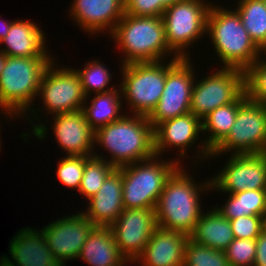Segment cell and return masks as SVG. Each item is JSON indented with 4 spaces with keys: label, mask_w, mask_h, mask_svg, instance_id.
I'll return each mask as SVG.
<instances>
[{
    "label": "cell",
    "mask_w": 266,
    "mask_h": 266,
    "mask_svg": "<svg viewBox=\"0 0 266 266\" xmlns=\"http://www.w3.org/2000/svg\"><path fill=\"white\" fill-rule=\"evenodd\" d=\"M262 233L266 235V213L262 216Z\"/></svg>",
    "instance_id": "40"
},
{
    "label": "cell",
    "mask_w": 266,
    "mask_h": 266,
    "mask_svg": "<svg viewBox=\"0 0 266 266\" xmlns=\"http://www.w3.org/2000/svg\"><path fill=\"white\" fill-rule=\"evenodd\" d=\"M84 67L85 68H83V70L79 69L76 70V72L79 75L82 89L86 98L87 96H90L89 94L91 91H95L96 94H100L114 90L113 87L110 89L107 87L111 80V75L107 70L108 68H105L103 64L94 59V61H89L86 65H84Z\"/></svg>",
    "instance_id": "31"
},
{
    "label": "cell",
    "mask_w": 266,
    "mask_h": 266,
    "mask_svg": "<svg viewBox=\"0 0 266 266\" xmlns=\"http://www.w3.org/2000/svg\"><path fill=\"white\" fill-rule=\"evenodd\" d=\"M109 227L121 255L134 263L157 228L155 209H124Z\"/></svg>",
    "instance_id": "13"
},
{
    "label": "cell",
    "mask_w": 266,
    "mask_h": 266,
    "mask_svg": "<svg viewBox=\"0 0 266 266\" xmlns=\"http://www.w3.org/2000/svg\"><path fill=\"white\" fill-rule=\"evenodd\" d=\"M54 116V133L67 155L93 156L95 131L86 121L84 112L77 110Z\"/></svg>",
    "instance_id": "16"
},
{
    "label": "cell",
    "mask_w": 266,
    "mask_h": 266,
    "mask_svg": "<svg viewBox=\"0 0 266 266\" xmlns=\"http://www.w3.org/2000/svg\"><path fill=\"white\" fill-rule=\"evenodd\" d=\"M94 142L111 153L108 162L119 168L155 156L154 128L147 116H122L95 131Z\"/></svg>",
    "instance_id": "2"
},
{
    "label": "cell",
    "mask_w": 266,
    "mask_h": 266,
    "mask_svg": "<svg viewBox=\"0 0 266 266\" xmlns=\"http://www.w3.org/2000/svg\"><path fill=\"white\" fill-rule=\"evenodd\" d=\"M247 98L245 91L232 103L218 107L202 119V131L210 132L200 148L202 157L211 156V151L229 134L234 125L239 105Z\"/></svg>",
    "instance_id": "25"
},
{
    "label": "cell",
    "mask_w": 266,
    "mask_h": 266,
    "mask_svg": "<svg viewBox=\"0 0 266 266\" xmlns=\"http://www.w3.org/2000/svg\"><path fill=\"white\" fill-rule=\"evenodd\" d=\"M157 160L155 155L150 159L141 161V164L135 162L119 167L123 176L122 200L124 209H155L166 180L180 164L176 160H169V162Z\"/></svg>",
    "instance_id": "6"
},
{
    "label": "cell",
    "mask_w": 266,
    "mask_h": 266,
    "mask_svg": "<svg viewBox=\"0 0 266 266\" xmlns=\"http://www.w3.org/2000/svg\"><path fill=\"white\" fill-rule=\"evenodd\" d=\"M200 131L202 121L192 113L163 121L154 128L155 155L159 157L168 147L174 146L180 148V155L184 156L186 148L195 144Z\"/></svg>",
    "instance_id": "21"
},
{
    "label": "cell",
    "mask_w": 266,
    "mask_h": 266,
    "mask_svg": "<svg viewBox=\"0 0 266 266\" xmlns=\"http://www.w3.org/2000/svg\"><path fill=\"white\" fill-rule=\"evenodd\" d=\"M52 60L51 57H6L0 76V107L7 111L5 115L21 116L31 109L30 104Z\"/></svg>",
    "instance_id": "5"
},
{
    "label": "cell",
    "mask_w": 266,
    "mask_h": 266,
    "mask_svg": "<svg viewBox=\"0 0 266 266\" xmlns=\"http://www.w3.org/2000/svg\"><path fill=\"white\" fill-rule=\"evenodd\" d=\"M229 222L236 239H256L262 233V216H243Z\"/></svg>",
    "instance_id": "35"
},
{
    "label": "cell",
    "mask_w": 266,
    "mask_h": 266,
    "mask_svg": "<svg viewBox=\"0 0 266 266\" xmlns=\"http://www.w3.org/2000/svg\"><path fill=\"white\" fill-rule=\"evenodd\" d=\"M210 5L203 0H184L166 7L162 15L165 38L175 58H189L183 49L206 32Z\"/></svg>",
    "instance_id": "8"
},
{
    "label": "cell",
    "mask_w": 266,
    "mask_h": 266,
    "mask_svg": "<svg viewBox=\"0 0 266 266\" xmlns=\"http://www.w3.org/2000/svg\"><path fill=\"white\" fill-rule=\"evenodd\" d=\"M167 6L163 0H125V14L157 17Z\"/></svg>",
    "instance_id": "36"
},
{
    "label": "cell",
    "mask_w": 266,
    "mask_h": 266,
    "mask_svg": "<svg viewBox=\"0 0 266 266\" xmlns=\"http://www.w3.org/2000/svg\"><path fill=\"white\" fill-rule=\"evenodd\" d=\"M233 149L232 155L266 153V105L246 98L238 107L229 134L211 151V156Z\"/></svg>",
    "instance_id": "9"
},
{
    "label": "cell",
    "mask_w": 266,
    "mask_h": 266,
    "mask_svg": "<svg viewBox=\"0 0 266 266\" xmlns=\"http://www.w3.org/2000/svg\"><path fill=\"white\" fill-rule=\"evenodd\" d=\"M183 266H230L225 251L209 248L188 239Z\"/></svg>",
    "instance_id": "30"
},
{
    "label": "cell",
    "mask_w": 266,
    "mask_h": 266,
    "mask_svg": "<svg viewBox=\"0 0 266 266\" xmlns=\"http://www.w3.org/2000/svg\"><path fill=\"white\" fill-rule=\"evenodd\" d=\"M189 236L179 231L157 227L136 261L142 266H183Z\"/></svg>",
    "instance_id": "19"
},
{
    "label": "cell",
    "mask_w": 266,
    "mask_h": 266,
    "mask_svg": "<svg viewBox=\"0 0 266 266\" xmlns=\"http://www.w3.org/2000/svg\"><path fill=\"white\" fill-rule=\"evenodd\" d=\"M189 239L209 248L225 251L234 240V234L229 220L215 208L207 214L202 213Z\"/></svg>",
    "instance_id": "24"
},
{
    "label": "cell",
    "mask_w": 266,
    "mask_h": 266,
    "mask_svg": "<svg viewBox=\"0 0 266 266\" xmlns=\"http://www.w3.org/2000/svg\"><path fill=\"white\" fill-rule=\"evenodd\" d=\"M104 159L95 153L85 162V169L78 191L87 200L98 192L106 178L116 169L107 159L106 161Z\"/></svg>",
    "instance_id": "29"
},
{
    "label": "cell",
    "mask_w": 266,
    "mask_h": 266,
    "mask_svg": "<svg viewBox=\"0 0 266 266\" xmlns=\"http://www.w3.org/2000/svg\"><path fill=\"white\" fill-rule=\"evenodd\" d=\"M71 5L70 16L93 35L107 29L111 34L125 13V0H74Z\"/></svg>",
    "instance_id": "18"
},
{
    "label": "cell",
    "mask_w": 266,
    "mask_h": 266,
    "mask_svg": "<svg viewBox=\"0 0 266 266\" xmlns=\"http://www.w3.org/2000/svg\"><path fill=\"white\" fill-rule=\"evenodd\" d=\"M53 61L45 70L38 91L44 107L53 115L82 110L87 100L78 73L71 68L57 69Z\"/></svg>",
    "instance_id": "12"
},
{
    "label": "cell",
    "mask_w": 266,
    "mask_h": 266,
    "mask_svg": "<svg viewBox=\"0 0 266 266\" xmlns=\"http://www.w3.org/2000/svg\"><path fill=\"white\" fill-rule=\"evenodd\" d=\"M95 226L80 212L63 219H57L41 231L51 253L65 266L66 260L78 259L81 248Z\"/></svg>",
    "instance_id": "15"
},
{
    "label": "cell",
    "mask_w": 266,
    "mask_h": 266,
    "mask_svg": "<svg viewBox=\"0 0 266 266\" xmlns=\"http://www.w3.org/2000/svg\"><path fill=\"white\" fill-rule=\"evenodd\" d=\"M111 34L125 55L122 65L161 61L166 52L173 53L166 42L162 16L124 13Z\"/></svg>",
    "instance_id": "4"
},
{
    "label": "cell",
    "mask_w": 266,
    "mask_h": 266,
    "mask_svg": "<svg viewBox=\"0 0 266 266\" xmlns=\"http://www.w3.org/2000/svg\"><path fill=\"white\" fill-rule=\"evenodd\" d=\"M206 32L225 68L245 72L261 56V50L252 41L236 10L211 5Z\"/></svg>",
    "instance_id": "3"
},
{
    "label": "cell",
    "mask_w": 266,
    "mask_h": 266,
    "mask_svg": "<svg viewBox=\"0 0 266 266\" xmlns=\"http://www.w3.org/2000/svg\"><path fill=\"white\" fill-rule=\"evenodd\" d=\"M78 258L91 266H123L127 263L119 252L109 226L96 225L91 230Z\"/></svg>",
    "instance_id": "23"
},
{
    "label": "cell",
    "mask_w": 266,
    "mask_h": 266,
    "mask_svg": "<svg viewBox=\"0 0 266 266\" xmlns=\"http://www.w3.org/2000/svg\"><path fill=\"white\" fill-rule=\"evenodd\" d=\"M6 57L7 55L0 51V76H1V73L3 72V68L6 62Z\"/></svg>",
    "instance_id": "39"
},
{
    "label": "cell",
    "mask_w": 266,
    "mask_h": 266,
    "mask_svg": "<svg viewBox=\"0 0 266 266\" xmlns=\"http://www.w3.org/2000/svg\"><path fill=\"white\" fill-rule=\"evenodd\" d=\"M215 72L198 84L193 83L190 113L201 120L218 107L234 102L245 91L242 70L222 67Z\"/></svg>",
    "instance_id": "11"
},
{
    "label": "cell",
    "mask_w": 266,
    "mask_h": 266,
    "mask_svg": "<svg viewBox=\"0 0 266 266\" xmlns=\"http://www.w3.org/2000/svg\"><path fill=\"white\" fill-rule=\"evenodd\" d=\"M89 157L69 155L61 159V161L59 160L56 173L60 183L79 190L85 169V162Z\"/></svg>",
    "instance_id": "33"
},
{
    "label": "cell",
    "mask_w": 266,
    "mask_h": 266,
    "mask_svg": "<svg viewBox=\"0 0 266 266\" xmlns=\"http://www.w3.org/2000/svg\"><path fill=\"white\" fill-rule=\"evenodd\" d=\"M188 59L174 57L169 64L167 63L166 82L162 96L148 116L153 128L163 121L190 113L195 74Z\"/></svg>",
    "instance_id": "10"
},
{
    "label": "cell",
    "mask_w": 266,
    "mask_h": 266,
    "mask_svg": "<svg viewBox=\"0 0 266 266\" xmlns=\"http://www.w3.org/2000/svg\"><path fill=\"white\" fill-rule=\"evenodd\" d=\"M180 168L179 166L166 180L158 198L155 207L156 222L157 227L189 236L202 215L199 194L211 188V179L202 186L196 185L189 173L187 175Z\"/></svg>",
    "instance_id": "1"
},
{
    "label": "cell",
    "mask_w": 266,
    "mask_h": 266,
    "mask_svg": "<svg viewBox=\"0 0 266 266\" xmlns=\"http://www.w3.org/2000/svg\"><path fill=\"white\" fill-rule=\"evenodd\" d=\"M260 60L244 72V88L249 100L266 105V60Z\"/></svg>",
    "instance_id": "32"
},
{
    "label": "cell",
    "mask_w": 266,
    "mask_h": 266,
    "mask_svg": "<svg viewBox=\"0 0 266 266\" xmlns=\"http://www.w3.org/2000/svg\"><path fill=\"white\" fill-rule=\"evenodd\" d=\"M156 62L122 65L121 95L128 100L134 115L149 116L162 96L167 65ZM163 65V66H162Z\"/></svg>",
    "instance_id": "7"
},
{
    "label": "cell",
    "mask_w": 266,
    "mask_h": 266,
    "mask_svg": "<svg viewBox=\"0 0 266 266\" xmlns=\"http://www.w3.org/2000/svg\"><path fill=\"white\" fill-rule=\"evenodd\" d=\"M1 43L7 45L6 48L0 50L7 56L52 57L45 50L44 32L30 21H12L7 35L0 40Z\"/></svg>",
    "instance_id": "22"
},
{
    "label": "cell",
    "mask_w": 266,
    "mask_h": 266,
    "mask_svg": "<svg viewBox=\"0 0 266 266\" xmlns=\"http://www.w3.org/2000/svg\"><path fill=\"white\" fill-rule=\"evenodd\" d=\"M230 266H253L256 258V239H236L225 250Z\"/></svg>",
    "instance_id": "34"
},
{
    "label": "cell",
    "mask_w": 266,
    "mask_h": 266,
    "mask_svg": "<svg viewBox=\"0 0 266 266\" xmlns=\"http://www.w3.org/2000/svg\"><path fill=\"white\" fill-rule=\"evenodd\" d=\"M236 11L252 41L262 51L266 47V4L263 0H239Z\"/></svg>",
    "instance_id": "28"
},
{
    "label": "cell",
    "mask_w": 266,
    "mask_h": 266,
    "mask_svg": "<svg viewBox=\"0 0 266 266\" xmlns=\"http://www.w3.org/2000/svg\"><path fill=\"white\" fill-rule=\"evenodd\" d=\"M253 266H266V235L263 233L256 238V258Z\"/></svg>",
    "instance_id": "37"
},
{
    "label": "cell",
    "mask_w": 266,
    "mask_h": 266,
    "mask_svg": "<svg viewBox=\"0 0 266 266\" xmlns=\"http://www.w3.org/2000/svg\"><path fill=\"white\" fill-rule=\"evenodd\" d=\"M229 195L225 206L217 209L228 220L243 216H263L266 213V189L245 190Z\"/></svg>",
    "instance_id": "26"
},
{
    "label": "cell",
    "mask_w": 266,
    "mask_h": 266,
    "mask_svg": "<svg viewBox=\"0 0 266 266\" xmlns=\"http://www.w3.org/2000/svg\"><path fill=\"white\" fill-rule=\"evenodd\" d=\"M216 176L211 178V190L215 188L235 194L245 190L266 189V153L231 155Z\"/></svg>",
    "instance_id": "14"
},
{
    "label": "cell",
    "mask_w": 266,
    "mask_h": 266,
    "mask_svg": "<svg viewBox=\"0 0 266 266\" xmlns=\"http://www.w3.org/2000/svg\"><path fill=\"white\" fill-rule=\"evenodd\" d=\"M261 52H264L263 54L266 55V47Z\"/></svg>",
    "instance_id": "42"
},
{
    "label": "cell",
    "mask_w": 266,
    "mask_h": 266,
    "mask_svg": "<svg viewBox=\"0 0 266 266\" xmlns=\"http://www.w3.org/2000/svg\"><path fill=\"white\" fill-rule=\"evenodd\" d=\"M121 169L116 168L103 182L96 194L90 197L87 212H82L93 224L110 226L124 210L122 200Z\"/></svg>",
    "instance_id": "20"
},
{
    "label": "cell",
    "mask_w": 266,
    "mask_h": 266,
    "mask_svg": "<svg viewBox=\"0 0 266 266\" xmlns=\"http://www.w3.org/2000/svg\"><path fill=\"white\" fill-rule=\"evenodd\" d=\"M167 5L174 4L179 1H184V0H163Z\"/></svg>",
    "instance_id": "41"
},
{
    "label": "cell",
    "mask_w": 266,
    "mask_h": 266,
    "mask_svg": "<svg viewBox=\"0 0 266 266\" xmlns=\"http://www.w3.org/2000/svg\"><path fill=\"white\" fill-rule=\"evenodd\" d=\"M37 232L27 227L17 232L9 246L15 262L2 256L0 266H63L49 250L43 232Z\"/></svg>",
    "instance_id": "17"
},
{
    "label": "cell",
    "mask_w": 266,
    "mask_h": 266,
    "mask_svg": "<svg viewBox=\"0 0 266 266\" xmlns=\"http://www.w3.org/2000/svg\"><path fill=\"white\" fill-rule=\"evenodd\" d=\"M1 22H2L1 23L2 26H0V40H2L7 35L8 31H9V28H10V26L12 24V22H9V21L3 22L1 20Z\"/></svg>",
    "instance_id": "38"
},
{
    "label": "cell",
    "mask_w": 266,
    "mask_h": 266,
    "mask_svg": "<svg viewBox=\"0 0 266 266\" xmlns=\"http://www.w3.org/2000/svg\"><path fill=\"white\" fill-rule=\"evenodd\" d=\"M114 89L107 93L96 94L92 100L91 106H83L82 111L85 114L86 121L90 127L96 131L97 129L119 120L123 114L120 113L121 94ZM88 107V108H87Z\"/></svg>",
    "instance_id": "27"
}]
</instances>
